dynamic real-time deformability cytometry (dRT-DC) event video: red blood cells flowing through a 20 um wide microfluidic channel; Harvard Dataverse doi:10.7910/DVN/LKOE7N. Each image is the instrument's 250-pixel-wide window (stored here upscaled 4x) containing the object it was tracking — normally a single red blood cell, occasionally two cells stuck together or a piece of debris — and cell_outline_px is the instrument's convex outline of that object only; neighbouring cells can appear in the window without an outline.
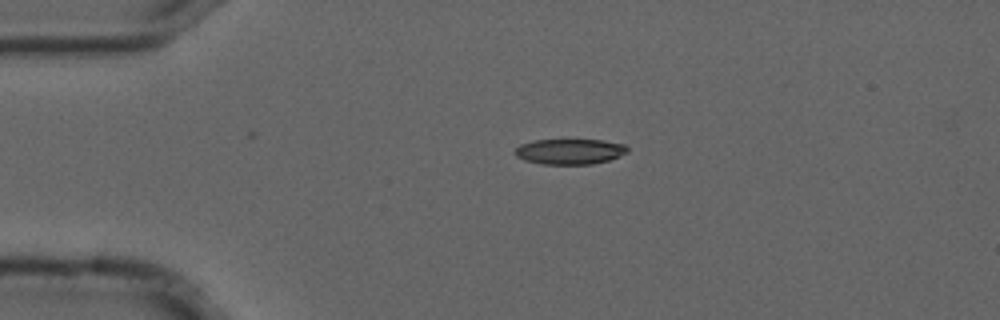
{"species": "common noctule bat (a hibernating species)", "species_latin": "Nyctalus noctula", "temperature_condition": "cold", "stored_images_in_passage": 19, "camera_frame_rate_fps": 3000, "um_per_image_px": 0.085, "animal": {"sex": "male", "forearm_length_mm": 52.5}, "frame": {"image": 1, "passage_image": 1, "time_ms": 0.0, "image_size_px": [1000, 320], "cell_outline_px": [[628, 152], [620, 156], [608, 160], [592, 164], [544, 164], [524, 160], [516, 156], [512, 152], [520, 144], [536, 140], [604, 140], [624, 144], [628, 148]], "centroid_in_image_um": [48.43, 12.88], "position_along_channel_um": 36.6, "area_um2": 16.7}}
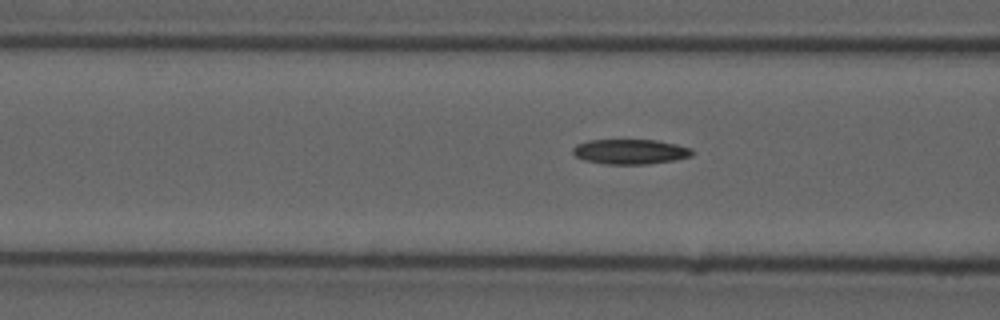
{"frame": {"image": 2, "passage_image": 10, "time_ms": 3.0, "image_size_px": [1000, 320], "cell_outline_px": [[696, 152], [692, 156], [676, 160], [648, 164], [604, 164], [584, 160], [576, 156], [572, 152], [572, 148], [576, 144], [588, 140], [656, 140], [676, 144], [692, 148]], "centroid_in_image_um": [53.6, 12.89], "position_along_channel_um": 113.0, "area_um2": 17.57}}
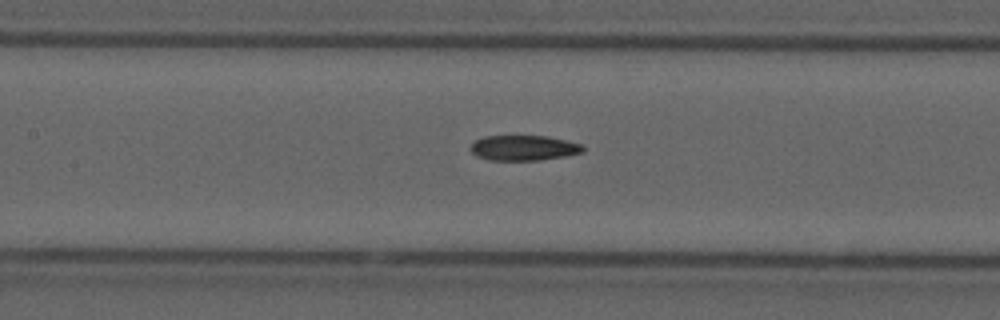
{"frame": {"image": 3, "passage_image": 14, "time_ms": 4.333, "image_size_px": [1000, 320], "cell_outline_px": [[584, 152], [564, 156], [540, 160], [488, 160], [476, 156], [472, 152], [472, 144], [476, 140], [484, 136], [548, 136], [584, 144]], "centroid_in_image_um": [44.55, 12.57], "position_along_channel_um": 162.8, "area_um2": 16.53}}